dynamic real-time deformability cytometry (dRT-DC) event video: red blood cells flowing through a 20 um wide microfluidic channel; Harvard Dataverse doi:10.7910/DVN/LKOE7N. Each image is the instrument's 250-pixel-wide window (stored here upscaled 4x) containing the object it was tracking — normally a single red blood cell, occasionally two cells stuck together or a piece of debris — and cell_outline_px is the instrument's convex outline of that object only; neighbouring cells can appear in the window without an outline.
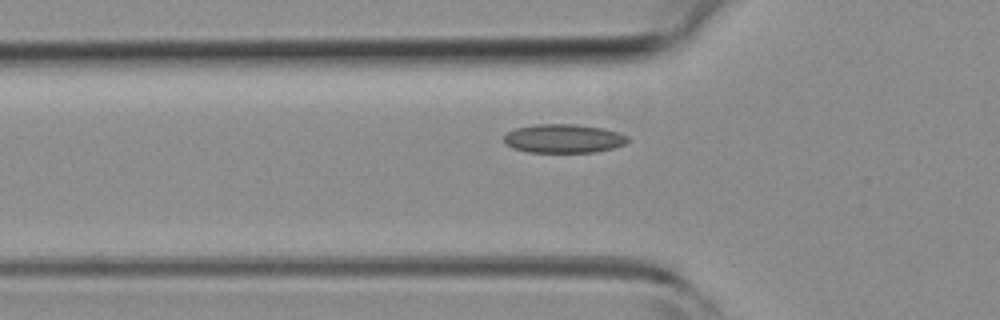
{"species": "common noctule bat (a hibernating species)", "species_latin": "Nyctalus noctula", "temperature_condition": "room temperature", "stored_images_in_passage": 29, "camera_frame_rate_fps": 3000, "um_per_image_px": 0.085, "animal": {"sex": "female", "body_mass_g": 19.3, "forearm_length_mm": 54.1}, "frame": {"image": 1, "passage_image": 2, "time_ms": 0.333, "image_size_px": [1000, 320], "cell_outline_px": [[628, 140], [624, 144], [612, 148], [596, 152], [528, 152], [512, 148], [504, 140], [504, 136], [508, 132], [516, 128], [536, 124], [576, 124], [604, 128], [628, 136]], "centroid_in_image_um": [47.9, 11.77], "position_along_channel_um": 77.9, "area_um2": 20.63}}
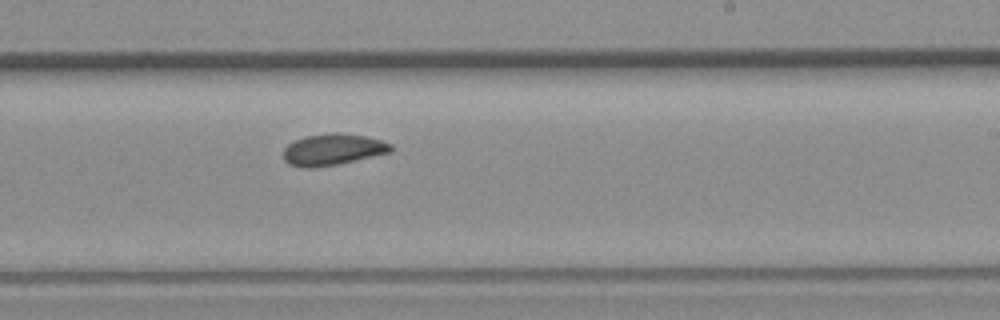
{"frame": {"image": 2, "passage_image": 15, "time_ms": 4.667, "image_size_px": [1000, 320], "cell_outline_px": [[392, 152], [336, 164], [312, 168], [304, 168], [288, 164], [284, 160], [284, 148], [288, 144], [304, 136], [332, 132], [336, 132], [364, 136], [380, 140], [392, 144]], "centroid_in_image_um": [28.27, 12.71], "position_along_channel_um": 260.7, "area_um2": 19.59}}
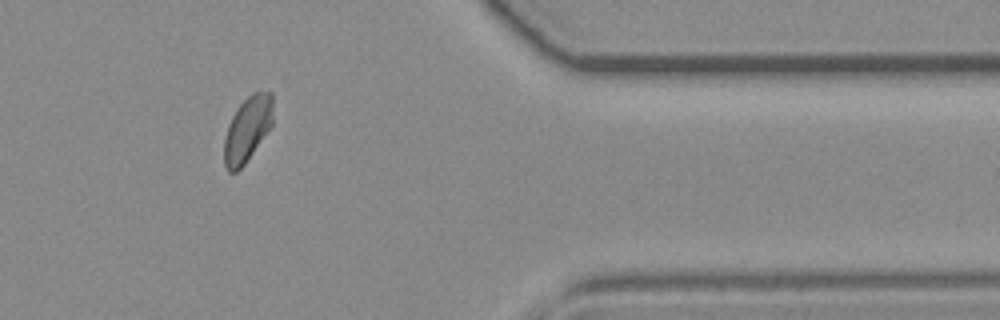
{"frame": {"image": 3, "passage_image": 26, "time_ms": 8.333, "image_size_px": [1000, 320], "cell_outline_px": [[272, 124], [244, 164], [236, 172], [228, 172], [224, 164], [224, 140], [228, 124], [236, 108], [252, 92], [272, 92]], "centroid_in_image_um": [21.0, 10.97], "position_along_channel_um": 390.4, "area_um2": 18.26}, "authors_computed_cell_mechanics": {"area_um2": 19.3052, "velocity_mm_per_s": 4.2158, "shape_relaxation_time_tau1_ms": 3.8671, "shape_relaxation_time_tau2_ms": 2.451, "deformation_change_tau1": 0.0806, "deformation_change_tau2": 0.0637}}